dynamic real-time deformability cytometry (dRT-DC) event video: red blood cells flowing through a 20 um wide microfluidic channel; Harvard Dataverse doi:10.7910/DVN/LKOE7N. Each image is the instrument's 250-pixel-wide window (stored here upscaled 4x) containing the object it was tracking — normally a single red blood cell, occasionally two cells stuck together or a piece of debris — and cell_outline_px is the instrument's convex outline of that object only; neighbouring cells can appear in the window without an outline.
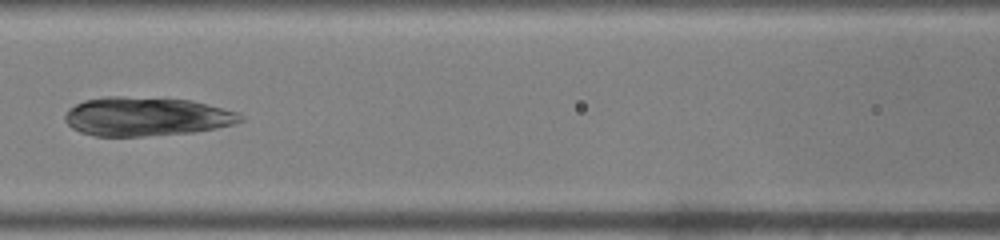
{"species": "common noctule bat (a hibernating species)", "species_latin": "Nyctalus noctula", "temperature_condition": "warm", "stored_images_in_passage": 22, "camera_frame_rate_fps": 3000, "um_per_image_px": 0.085, "animal": {"sex": "male", "body_mass_g": 19.0, "forearm_length_mm": 50.8}, "frame": {"image": 1, "passage_image": 7, "time_ms": 2.0, "image_size_px": [1000, 240], "cell_outline_px": [[244, 120], [232, 124], [216, 128], [192, 132], [144, 136], [96, 136], [80, 132], [72, 128], [64, 120], [64, 116], [68, 108], [84, 100], [104, 96], [120, 96], [192, 100], [240, 112], [244, 116]], "centroid_in_image_um": [12.43, 9.9], "position_along_channel_um": 154.2, "area_um2": 39.94}}